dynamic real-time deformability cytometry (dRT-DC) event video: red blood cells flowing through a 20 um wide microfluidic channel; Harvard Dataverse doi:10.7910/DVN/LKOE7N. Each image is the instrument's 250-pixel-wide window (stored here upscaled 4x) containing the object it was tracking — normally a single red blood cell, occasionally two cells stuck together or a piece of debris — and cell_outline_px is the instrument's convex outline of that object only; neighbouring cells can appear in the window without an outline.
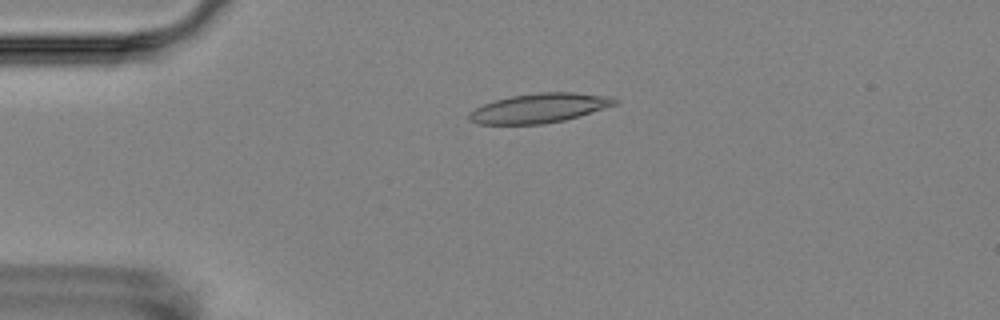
{"species": "Egyptian fruit bat (a non-hibernating species)", "species_latin": "Rousettus aegyptiacus", "temperature_condition": "room temperature", "stored_images_in_passage": 5, "camera_frame_rate_fps": 3000, "um_per_image_px": 0.085, "animal": {"sex": "female"}, "frame": {"image": 1, "passage_image": 4, "time_ms": 4.0, "image_size_px": [1000, 320], "cell_outline_px": [[620, 100], [616, 104], [580, 116], [564, 120], [544, 124], [476, 124], [468, 120], [468, 112], [484, 104], [496, 100], [512, 96], [536, 92], [576, 92], [612, 96]], "centroid_in_image_um": [45.86, 9.18], "position_along_channel_um": 39.1, "area_um2": 25.14}}